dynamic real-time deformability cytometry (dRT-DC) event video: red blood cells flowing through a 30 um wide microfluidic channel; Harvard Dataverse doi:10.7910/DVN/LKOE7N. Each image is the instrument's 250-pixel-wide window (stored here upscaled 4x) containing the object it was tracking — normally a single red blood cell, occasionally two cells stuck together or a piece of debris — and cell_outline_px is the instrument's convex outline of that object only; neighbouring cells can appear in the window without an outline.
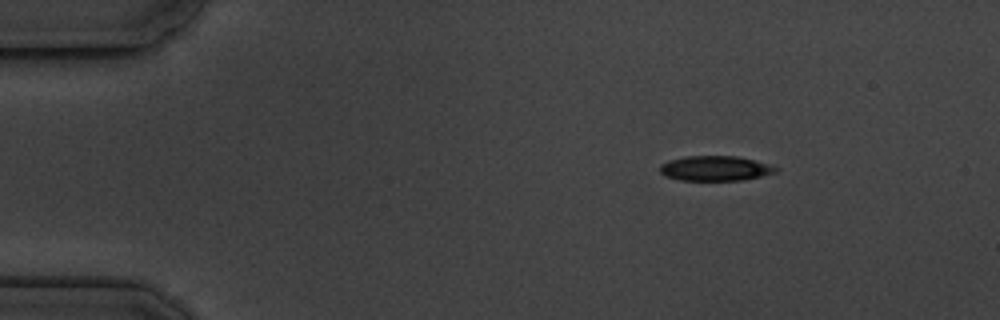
{"species": "common noctule bat (a hibernating species)", "species_latin": "Nyctalus noctula", "temperature_condition": "cold", "stored_images_in_passage": 4, "camera_frame_rate_fps": 3000, "um_per_image_px": 0.085, "animal": {"sex": "male", "body_mass_g": 19.5, "forearm_length_mm": 54.6}, "frame": {"image": 1, "passage_image": 1, "time_ms": 0.0, "image_size_px": [1000, 320], "cell_outline_px": [[780, 168], [776, 172], [760, 176], [740, 180], [680, 180], [664, 176], [660, 172], [660, 164], [668, 160], [684, 156], [736, 156], [768, 164]], "centroid_in_image_um": [60.74, 14.31], "position_along_channel_um": 24.3, "area_um2": 16.76}}
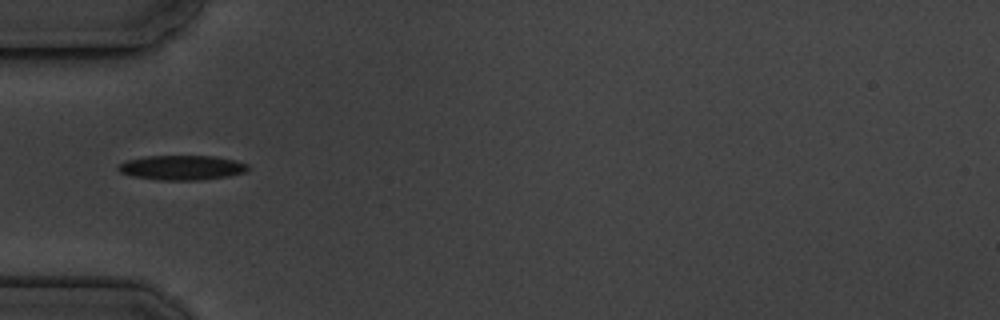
{"frame": {"image": 2, "passage_image": 4, "time_ms": 3.333, "image_size_px": [1000, 320], "cell_outline_px": [[248, 168], [244, 172], [228, 176], [196, 180], [156, 180], [132, 176], [120, 172], [116, 168], [124, 160], [144, 156], [216, 156], [248, 164]], "centroid_in_image_um": [15.39, 14.24], "position_along_channel_um": 69.6, "area_um2": 18.61}}